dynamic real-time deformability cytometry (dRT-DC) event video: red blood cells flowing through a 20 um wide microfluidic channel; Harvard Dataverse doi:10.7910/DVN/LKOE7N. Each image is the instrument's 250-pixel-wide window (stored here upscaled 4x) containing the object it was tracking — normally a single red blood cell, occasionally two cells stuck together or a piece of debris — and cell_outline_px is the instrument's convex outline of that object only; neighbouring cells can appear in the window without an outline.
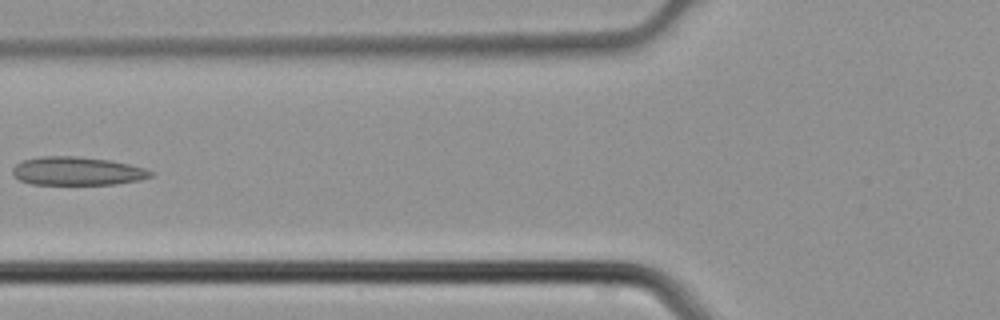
{"species": "common noctule bat (a hibernating species)", "species_latin": "Nyctalus noctula", "temperature_condition": "cold", "stored_images_in_passage": 5, "camera_frame_rate_fps": 3000, "um_per_image_px": 0.085, "animal": {"sex": "male", "body_mass_g": 21.5, "forearm_length_mm": 52.0}, "frame": {"image": 1, "passage_image": 5, "time_ms": 1.333, "image_size_px": [1000, 320], "cell_outline_px": [[156, 172], [152, 176], [140, 180], [116, 184], [32, 184], [20, 180], [12, 172], [12, 168], [16, 164], [24, 160], [40, 156], [76, 156], [112, 160], [144, 168]], "centroid_in_image_um": [6.59, 14.53], "position_along_channel_um": 119.2, "area_um2": 22.89}}